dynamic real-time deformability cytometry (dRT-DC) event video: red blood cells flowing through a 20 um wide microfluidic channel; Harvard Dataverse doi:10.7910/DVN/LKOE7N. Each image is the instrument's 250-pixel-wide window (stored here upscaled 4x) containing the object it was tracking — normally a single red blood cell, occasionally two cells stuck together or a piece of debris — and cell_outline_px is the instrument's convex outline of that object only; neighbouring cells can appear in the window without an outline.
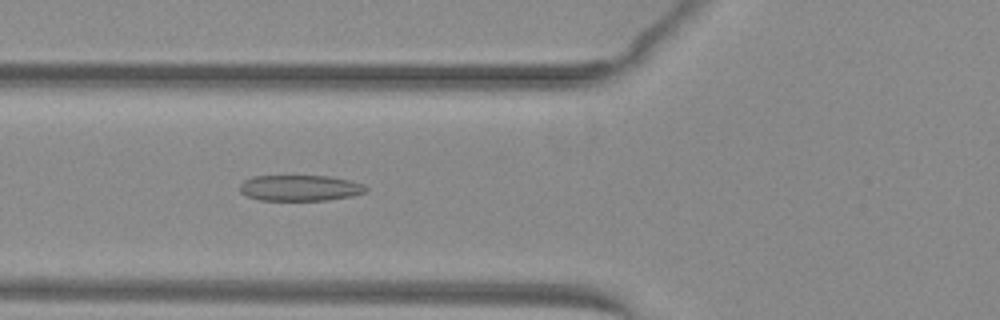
{"species": "common noctule bat (a hibernating species)", "species_latin": "Nyctalus noctula", "temperature_condition": "warm", "stored_images_in_passage": 52, "camera_frame_rate_fps": 3000, "um_per_image_px": 0.085, "animal": {"sex": "female", "body_mass_g": 29.2, "forearm_length_mm": 56.3}, "frame": {"image": 1, "passage_image": 21, "time_ms": 6.667, "image_size_px": [1000, 320], "cell_outline_px": [[368, 192], [352, 196], [328, 200], [260, 200], [248, 196], [240, 192], [240, 184], [244, 180], [252, 176], [328, 176], [348, 180], [364, 184], [368, 188]], "centroid_in_image_um": [25.52, 15.98], "position_along_channel_um": 100.3, "area_um2": 19.07}}
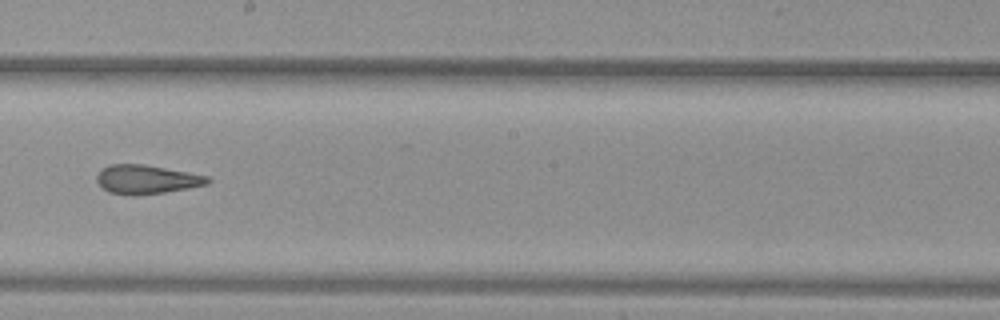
{"frame": {"image": 2, "passage_image": 31, "time_ms": 10.0, "image_size_px": [1000, 320], "cell_outline_px": [[212, 180], [208, 184], [188, 188], [164, 192], [136, 196], [132, 196], [108, 192], [96, 180], [96, 176], [100, 168], [108, 164], [144, 164], [208, 176]], "centroid_in_image_um": [12.43, 15.25], "position_along_channel_um": 235.8, "area_um2": 18.79}}
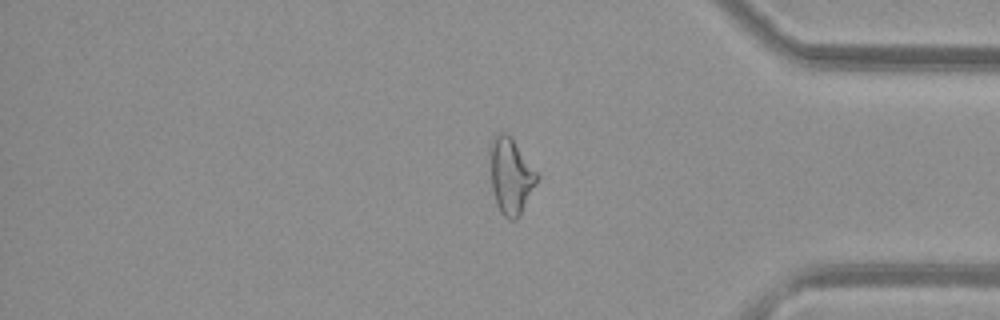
{"frame": {"image": 3, "passage_image": 44, "time_ms": 14.333, "image_size_px": [1000, 320], "cell_outline_px": [[540, 176], [520, 216], [516, 220], [508, 220], [500, 212], [496, 204], [492, 192], [488, 148], [496, 132], [508, 132]], "centroid_in_image_um": [43.39, 14.94], "position_along_channel_um": 391.8, "area_um2": 21.33}, "authors_computed_cell_mechanics": {"area_um2": 21.2126, "velocity_mm_per_s": 4.0453, "shape_relaxation_time_tau1_ms": null, "shape_relaxation_time_tau2_ms": 2.0539, "deformation_change_tau1": null, "deformation_change_tau2": 0.1175}}